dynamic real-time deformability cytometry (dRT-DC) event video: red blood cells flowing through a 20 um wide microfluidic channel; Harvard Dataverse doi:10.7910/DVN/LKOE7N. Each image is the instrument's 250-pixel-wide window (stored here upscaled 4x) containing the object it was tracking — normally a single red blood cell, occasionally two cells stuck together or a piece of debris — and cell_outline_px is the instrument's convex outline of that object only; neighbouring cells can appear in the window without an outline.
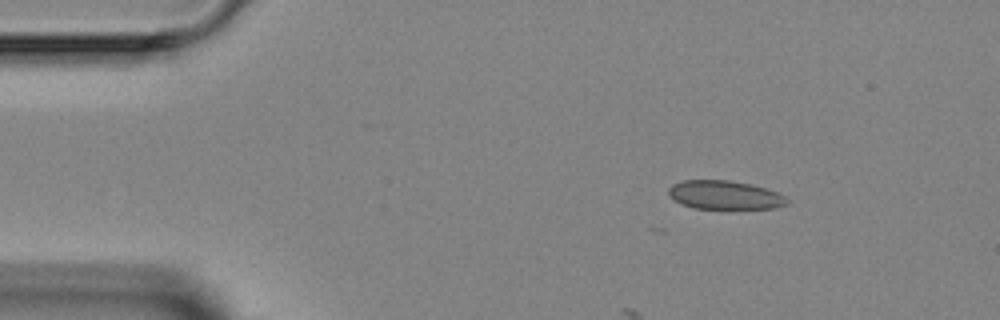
{"species": "Egyptian fruit bat (a non-hibernating species)", "species_latin": "Rousettus aegyptiacus", "temperature_condition": "room temperature", "stored_images_in_passage": 2, "camera_frame_rate_fps": 3000, "um_per_image_px": 0.085, "animal": {"sex": "female"}, "frame": {"image": 1, "passage_image": 1, "time_ms": 0.0, "image_size_px": [1000, 320], "cell_outline_px": [[788, 204], [776, 208], [692, 208], [680, 204], [668, 196], [668, 188], [672, 184], [684, 180], [728, 180], [748, 184], [764, 188], [776, 192], [784, 196], [788, 200]], "centroid_in_image_um": [61.54, 16.58], "position_along_channel_um": 23.5, "area_um2": 19.71}}